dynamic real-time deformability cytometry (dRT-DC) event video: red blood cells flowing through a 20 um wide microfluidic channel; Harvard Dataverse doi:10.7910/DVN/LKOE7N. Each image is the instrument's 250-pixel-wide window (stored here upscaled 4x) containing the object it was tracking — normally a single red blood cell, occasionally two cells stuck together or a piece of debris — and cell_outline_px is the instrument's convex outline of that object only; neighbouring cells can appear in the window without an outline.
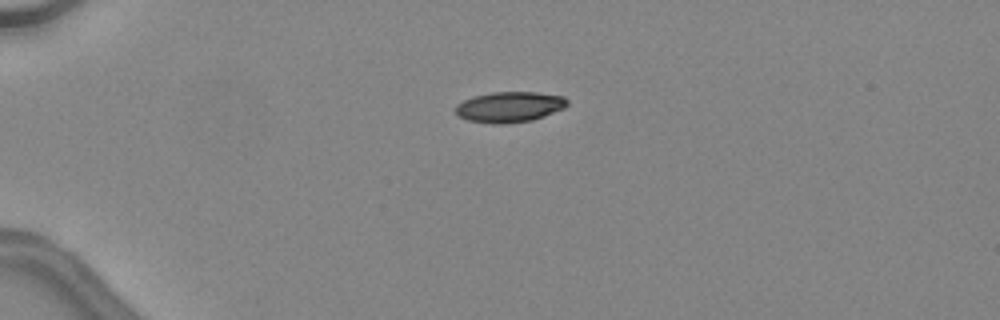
{"species": "common noctule bat (a hibernating species)", "species_latin": "Nyctalus noctula", "temperature_condition": "warm", "stored_images_in_passage": 35, "camera_frame_rate_fps": 3000, "um_per_image_px": 0.085, "animal": {"sex": "female", "body_mass_g": 24.6, "forearm_length_mm": 56.2}, "frame": {"image": 1, "passage_image": 1, "time_ms": 0.0, "image_size_px": [1000, 320], "cell_outline_px": [[568, 104], [564, 108], [544, 116], [532, 120], [504, 124], [492, 124], [468, 120], [460, 116], [456, 112], [456, 104], [472, 96], [492, 92], [536, 92], [564, 96], [568, 100]], "centroid_in_image_um": [43.32, 9.08], "position_along_channel_um": 41.7, "area_um2": 19.94}}
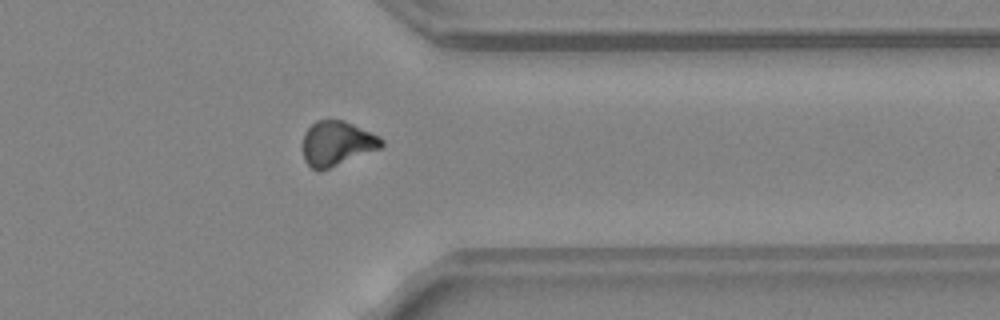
{"frame": {"image": 2, "passage_image": 27, "time_ms": 8.667, "image_size_px": [1000, 320], "cell_outline_px": [[384, 144], [380, 148], [320, 172], [312, 168], [304, 160], [304, 132], [316, 120], [344, 120], [380, 136], [384, 140]], "centroid_in_image_um": [28.65, 12.19], "position_along_channel_um": 382.8, "area_um2": 20.4}}
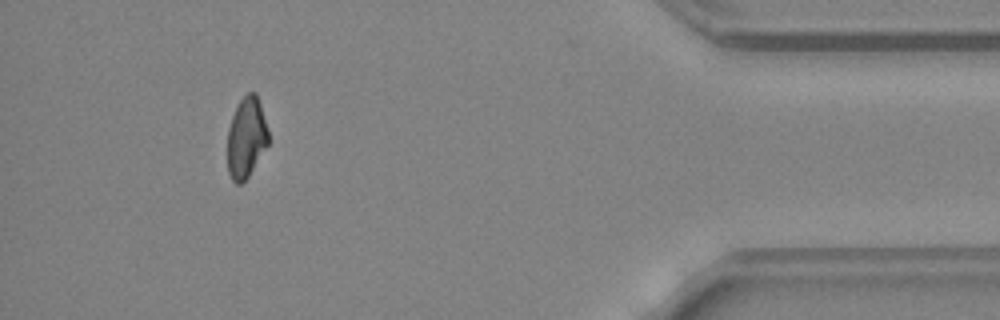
{"frame": {"image": 3, "passage_image": 32, "time_ms": 10.333, "image_size_px": [1000, 320], "cell_outline_px": [[268, 144], [248, 176], [240, 184], [236, 184], [232, 180], [228, 172], [228, 128], [232, 116], [240, 100], [248, 92], [256, 92], [268, 128]], "centroid_in_image_um": [20.93, 11.69], "position_along_channel_um": 414.3, "area_um2": 19.02}, "authors_computed_cell_mechanics": {"area_um2": 20.5768, "velocity_mm_per_s": 4.556, "shape_relaxation_time_tau1_ms": 8.085, "shape_relaxation_time_tau2_ms": null, "deformation_change_tau1": 0.1965, "deformation_change_tau2": null}}